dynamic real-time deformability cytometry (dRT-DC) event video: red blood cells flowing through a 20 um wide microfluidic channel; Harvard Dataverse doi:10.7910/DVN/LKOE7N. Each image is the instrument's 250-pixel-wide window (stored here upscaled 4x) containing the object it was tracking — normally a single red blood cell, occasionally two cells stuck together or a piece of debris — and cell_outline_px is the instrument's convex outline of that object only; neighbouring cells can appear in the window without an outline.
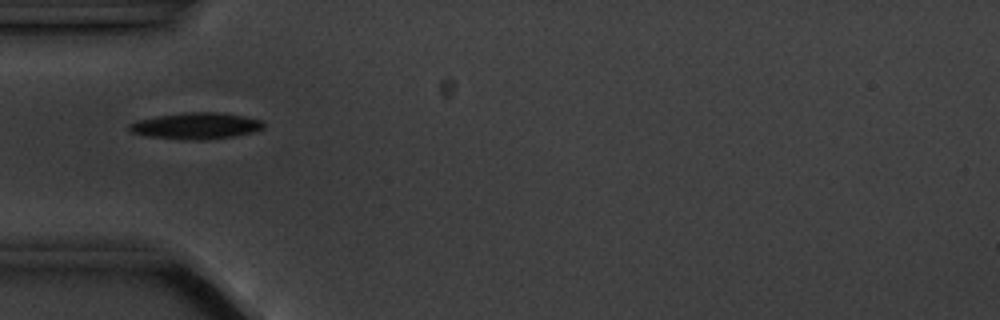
{"species": "common noctule bat (a hibernating species)", "species_latin": "Nyctalus noctula", "temperature_condition": "cold", "stored_images_in_passage": 7, "camera_frame_rate_fps": 3000, "um_per_image_px": 0.085, "animal": {"sex": "male", "body_mass_g": 20.1, "forearm_length_mm": 53.5}, "frame": {"image": 1, "passage_image": 5, "time_ms": 5.667, "image_size_px": [1000, 320], "cell_outline_px": [[264, 128], [252, 132], [232, 136], [208, 140], [180, 140], [144, 136], [132, 132], [128, 128], [128, 124], [136, 120], [156, 116], [184, 112], [216, 112], [244, 116], [260, 120], [264, 124]], "centroid_in_image_um": [16.6, 10.7], "position_along_channel_um": 68.4, "area_um2": 20.87}}
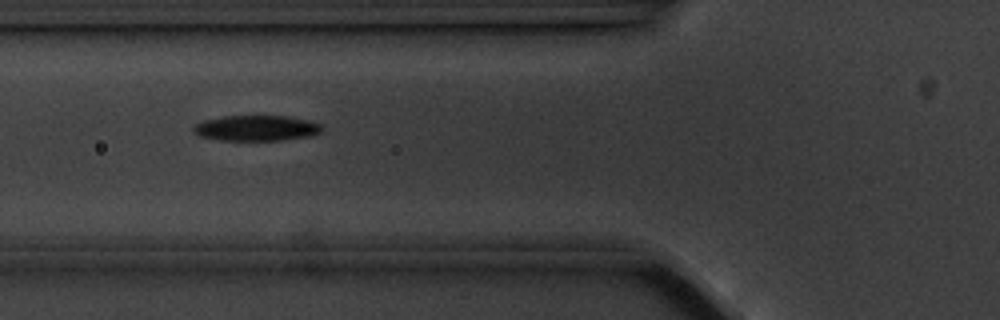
{"frame": {"image": 2, "passage_image": 6, "time_ms": 6.667, "image_size_px": [1000, 320], "cell_outline_px": [[324, 128], [320, 132], [312, 136], [280, 140], [220, 140], [200, 136], [192, 132], [192, 128], [196, 124], [204, 120], [224, 116], [288, 116], [308, 120], [320, 124]], "centroid_in_image_um": [21.79, 10.89], "position_along_channel_um": 104.0, "area_um2": 19.13}}
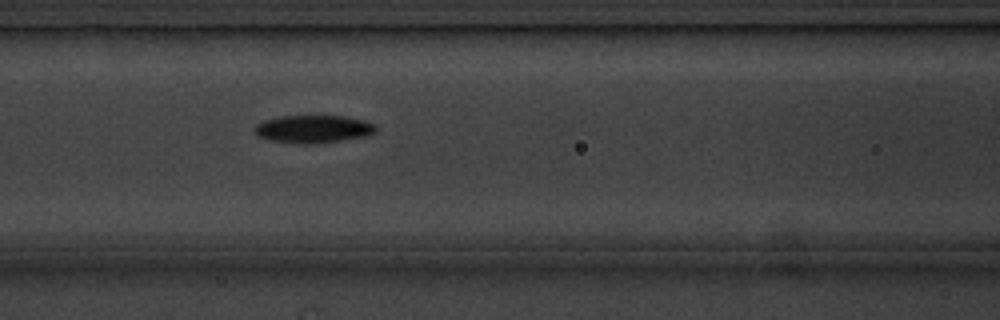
{"frame": {"image": 3, "passage_image": 7, "time_ms": 7.667, "image_size_px": [1000, 320], "cell_outline_px": [[376, 132], [368, 136], [340, 140], [308, 144], [296, 144], [272, 140], [256, 136], [252, 132], [252, 128], [256, 124], [264, 120], [280, 116], [344, 116], [364, 120], [376, 124]], "centroid_in_image_um": [26.6, 10.96], "position_along_channel_um": 140.0, "area_um2": 19.83}}